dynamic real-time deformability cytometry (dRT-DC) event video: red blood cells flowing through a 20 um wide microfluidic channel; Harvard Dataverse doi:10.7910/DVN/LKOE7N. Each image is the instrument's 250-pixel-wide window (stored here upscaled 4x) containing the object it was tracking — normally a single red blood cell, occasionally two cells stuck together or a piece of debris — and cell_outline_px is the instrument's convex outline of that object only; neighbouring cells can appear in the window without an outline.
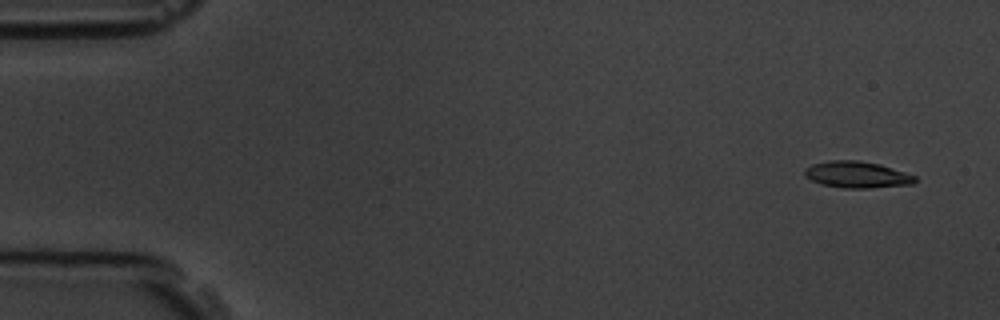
{"species": "common noctule bat (a hibernating species)", "species_latin": "Nyctalus noctula", "temperature_condition": "room temperature", "stored_images_in_passage": 7, "camera_frame_rate_fps": 3000, "um_per_image_px": 0.085, "animal": {"sex": "male", "body_mass_g": 19.5, "forearm_length_mm": 54.6}, "frame": {"image": 1, "passage_image": 1, "time_ms": 0.0, "image_size_px": [1000, 320], "cell_outline_px": [[916, 180], [912, 184], [868, 188], [844, 188], [820, 184], [804, 176], [804, 168], [812, 164], [828, 160], [856, 160], [880, 164], [916, 176]], "centroid_in_image_um": [72.8, 14.84], "position_along_channel_um": 12.2, "area_um2": 17.05}}
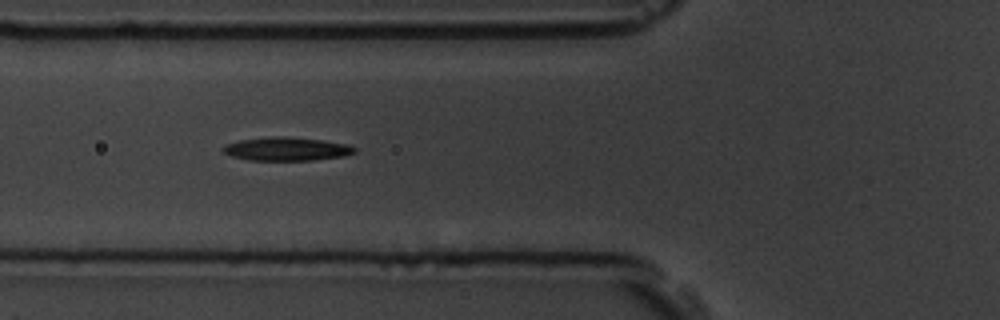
{"frame": {"image": 2, "passage_image": 6, "time_ms": 5.667, "image_size_px": [1000, 320], "cell_outline_px": [[356, 152], [344, 156], [312, 160], [248, 160], [232, 156], [224, 152], [220, 148], [224, 144], [240, 140], [272, 136], [284, 136], [324, 140], [348, 144], [356, 148]], "centroid_in_image_um": [24.35, 12.65], "position_along_channel_um": 101.4, "area_um2": 18.09}}
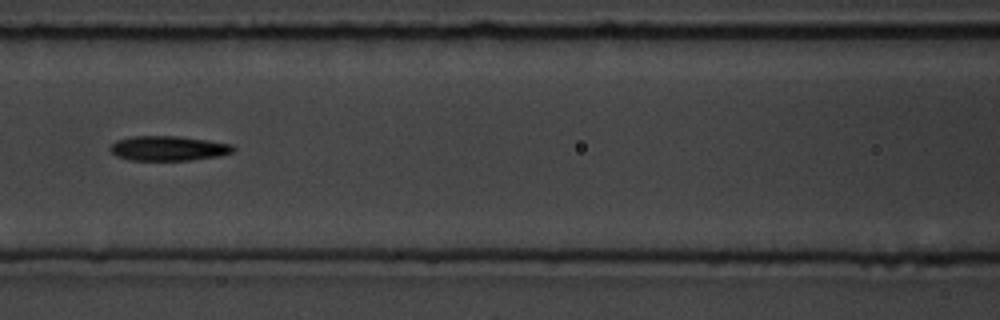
{"frame": {"image": 3, "passage_image": 7, "time_ms": 7.0, "image_size_px": [1000, 320], "cell_outline_px": [[236, 148], [232, 152], [220, 156], [192, 160], [128, 160], [116, 156], [108, 148], [116, 140], [132, 136], [180, 136], [208, 140], [232, 144]], "centroid_in_image_um": [14.31, 12.6], "position_along_channel_um": 152.3, "area_um2": 17.92}}